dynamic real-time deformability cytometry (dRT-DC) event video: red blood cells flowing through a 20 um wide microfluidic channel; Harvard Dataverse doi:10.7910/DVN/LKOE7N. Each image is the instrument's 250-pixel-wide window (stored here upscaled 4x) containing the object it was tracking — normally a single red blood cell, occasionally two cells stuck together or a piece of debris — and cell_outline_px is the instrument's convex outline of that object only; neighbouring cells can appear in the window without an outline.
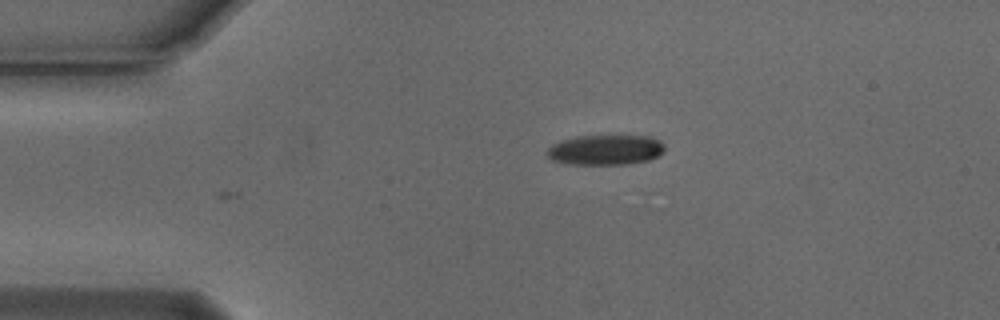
{"species": "Egyptian fruit bat (a non-hibernating species)", "species_latin": "Rousettus aegyptiacus", "temperature_condition": "cold", "stored_images_in_passage": 2, "camera_frame_rate_fps": 3000, "um_per_image_px": 0.085, "animal": {"sex": "male"}, "frame": {"image": 1, "passage_image": 2, "time_ms": 0.333, "image_size_px": [1000, 320], "cell_outline_px": [[664, 152], [648, 160], [628, 164], [568, 164], [552, 160], [544, 152], [552, 144], [560, 140], [576, 136], [648, 136], [660, 140], [664, 144]], "centroid_in_image_um": [51.43, 12.73], "position_along_channel_um": 33.6, "area_um2": 20.75}}